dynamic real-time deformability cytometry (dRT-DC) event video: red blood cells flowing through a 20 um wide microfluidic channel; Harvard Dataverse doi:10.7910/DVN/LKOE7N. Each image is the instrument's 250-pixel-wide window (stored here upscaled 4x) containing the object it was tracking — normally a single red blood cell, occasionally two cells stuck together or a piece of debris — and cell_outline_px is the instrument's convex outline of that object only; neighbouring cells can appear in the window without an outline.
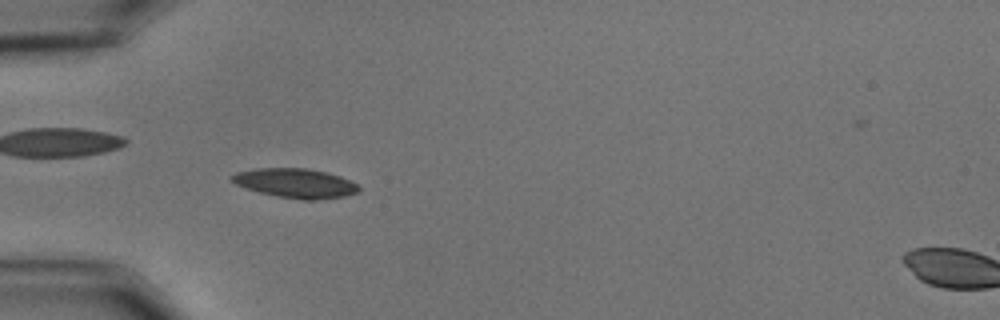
{"species": "common noctule bat (a hibernating species)", "species_latin": "Nyctalus noctula", "temperature_condition": "cold", "stored_images_in_passage": 57, "camera_frame_rate_fps": 3000, "um_per_image_px": 0.085, "animal": {"sex": "male", "body_mass_g": 15.6}, "frame": {"image": 1, "passage_image": 18, "time_ms": 5.667, "image_size_px": [1000, 320], "cell_outline_px": [[360, 192], [344, 196], [312, 200], [304, 200], [280, 196], [260, 192], [236, 184], [228, 176], [236, 172], [260, 168], [304, 168], [324, 172], [340, 176], [356, 184], [360, 188]], "centroid_in_image_um": [25.11, 15.56], "position_along_channel_um": 59.9, "area_um2": 21.33}}
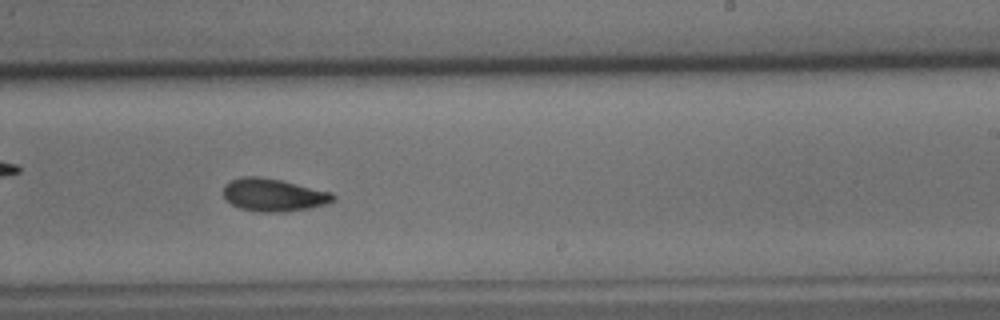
{"frame": {"image": 2, "passage_image": 36, "time_ms": 11.667, "image_size_px": [1000, 320], "cell_outline_px": [[336, 200], [324, 204], [308, 208], [280, 212], [260, 212], [240, 208], [224, 200], [224, 184], [232, 180], [244, 176], [260, 176], [280, 180], [332, 192], [336, 196]], "centroid_in_image_um": [23.23, 16.56], "position_along_channel_um": 265.8, "area_um2": 20.87}}
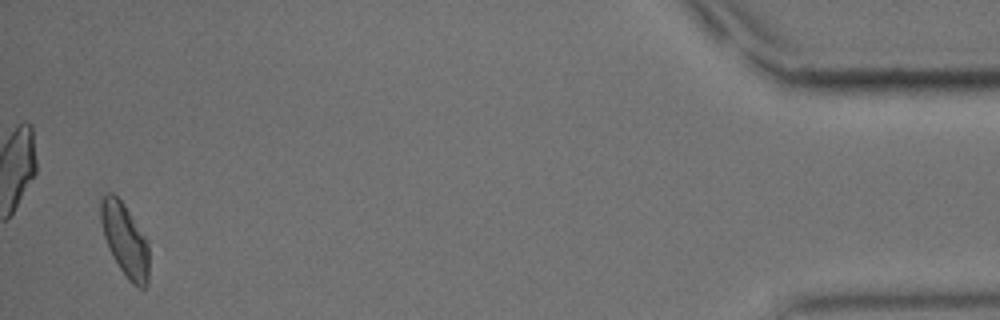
{"frame": {"image": 3, "passage_image": 56, "time_ms": 18.333, "image_size_px": [1000, 320], "cell_outline_px": [[148, 284], [144, 288], [140, 288], [132, 284], [128, 280], [112, 256], [108, 248], [104, 236], [100, 220], [100, 200], [104, 192], [112, 192], [124, 204], [148, 240]], "centroid_in_image_um": [10.61, 20.38], "position_along_channel_um": 424.6, "area_um2": 20.69}, "authors_computed_cell_mechanics": {"area_um2": 19.9988, "velocity_mm_per_s": 3.51, "shape_relaxation_time_tau1_ms": 2.3039, "shape_relaxation_time_tau2_ms": 4.9139, "deformation_change_tau1": 0.1163, "deformation_change_tau2": 0.1213}}